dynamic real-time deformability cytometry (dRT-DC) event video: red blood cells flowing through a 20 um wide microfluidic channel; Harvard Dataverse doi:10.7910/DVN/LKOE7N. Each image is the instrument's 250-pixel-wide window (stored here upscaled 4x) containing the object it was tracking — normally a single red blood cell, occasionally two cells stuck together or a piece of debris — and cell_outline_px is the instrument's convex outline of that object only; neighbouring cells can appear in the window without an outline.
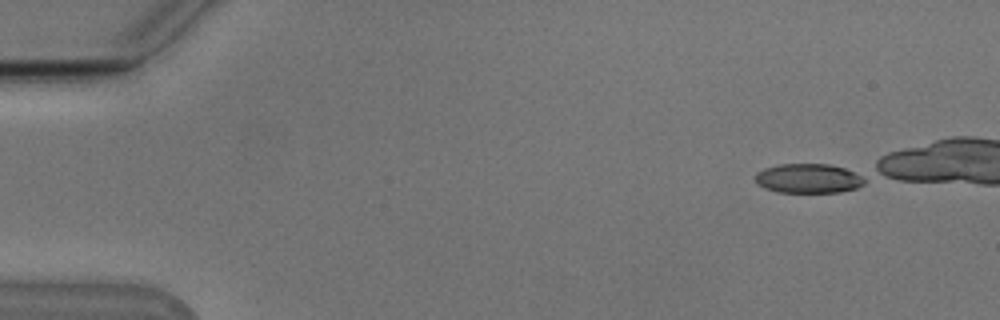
{"species": "Egyptian fruit bat (a non-hibernating species)", "species_latin": "Rousettus aegyptiacus", "temperature_condition": "cold", "stored_images_in_passage": 27, "camera_frame_rate_fps": 3000, "um_per_image_px": 0.085, "animal": {"sex": "male"}, "frame": {"image": 1, "passage_image": 1, "time_ms": 0.0, "image_size_px": [1000, 320], "cell_outline_px": [[864, 184], [856, 188], [840, 192], [780, 192], [764, 188], [756, 184], [756, 172], [764, 168], [780, 164], [828, 164], [844, 168], [860, 176], [864, 180]], "centroid_in_image_um": [68.66, 15.17], "position_along_channel_um": 16.3, "area_um2": 18.55}}
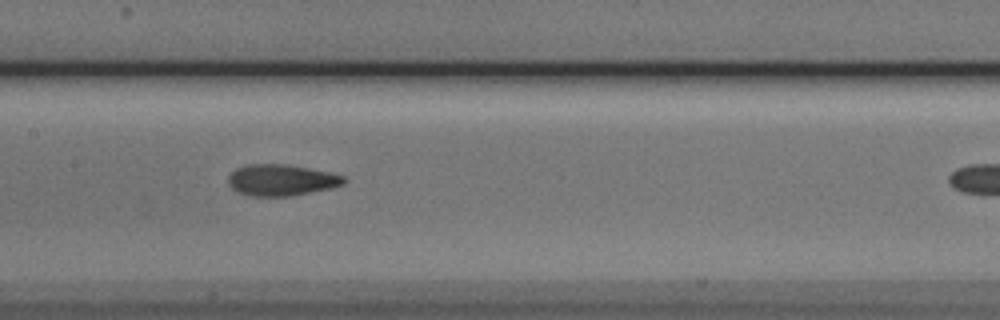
{"frame": {"image": 2, "passage_image": 23, "time_ms": 7.333, "image_size_px": [1000, 320], "cell_outline_px": [[344, 184], [328, 188], [292, 196], [248, 196], [236, 192], [228, 184], [228, 176], [236, 168], [248, 164], [288, 164], [328, 172], [344, 176]], "centroid_in_image_um": [23.85, 15.31], "position_along_channel_um": 183.6, "area_um2": 21.04}}
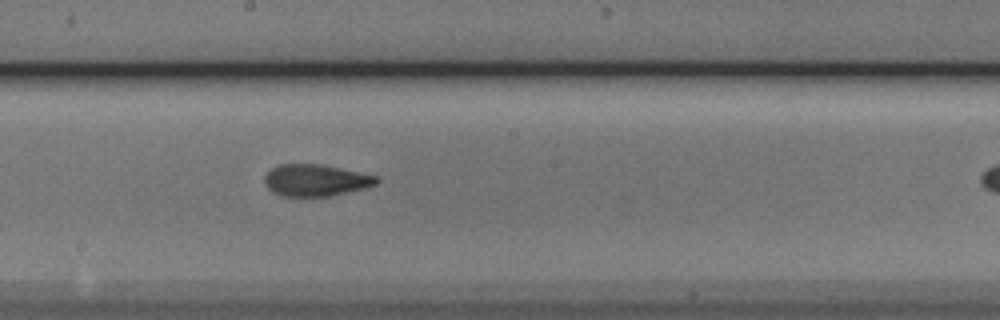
{"frame": {"image": 3, "passage_image": 26, "time_ms": 8.333, "image_size_px": [1000, 320], "cell_outline_px": [[380, 180], [376, 184], [368, 188], [332, 196], [280, 196], [272, 192], [264, 184], [264, 176], [272, 168], [280, 164], [320, 164], [380, 176]], "centroid_in_image_um": [26.87, 15.33], "position_along_channel_um": 221.3, "area_um2": 21.04}}